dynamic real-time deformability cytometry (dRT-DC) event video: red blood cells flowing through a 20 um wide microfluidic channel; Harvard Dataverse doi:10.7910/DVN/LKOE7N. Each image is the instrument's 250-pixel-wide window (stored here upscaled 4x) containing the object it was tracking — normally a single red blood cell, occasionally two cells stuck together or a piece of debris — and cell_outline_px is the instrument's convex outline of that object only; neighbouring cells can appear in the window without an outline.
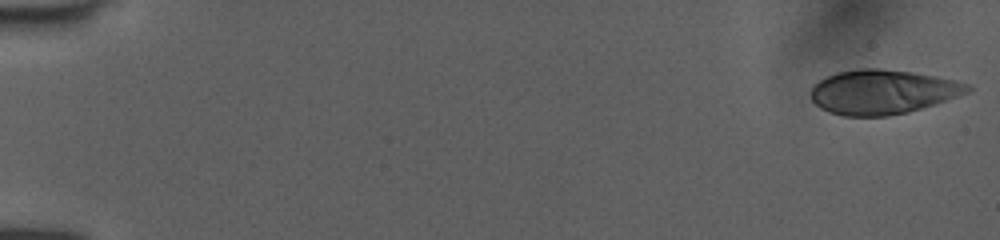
{"species": "human", "species_latin": "Homo sapiens", "temperature_condition": "room temperature", "stored_images_in_passage": 10, "camera_frame_rate_fps": 3000, "um_per_image_px": 0.085, "donor": {"sex": "female"}, "frame": {"image": 1, "passage_image": 1, "time_ms": 0.0, "image_size_px": [1000, 240], "cell_outline_px": [[972, 88], [968, 92], [908, 112], [888, 116], [844, 116], [828, 112], [820, 108], [812, 100], [812, 88], [820, 80], [828, 76], [840, 72], [864, 68], [876, 68], [908, 72], [932, 76], [952, 80], [968, 84]], "centroid_in_image_um": [74.97, 7.83], "position_along_channel_um": 10.0, "area_um2": 39.65}}
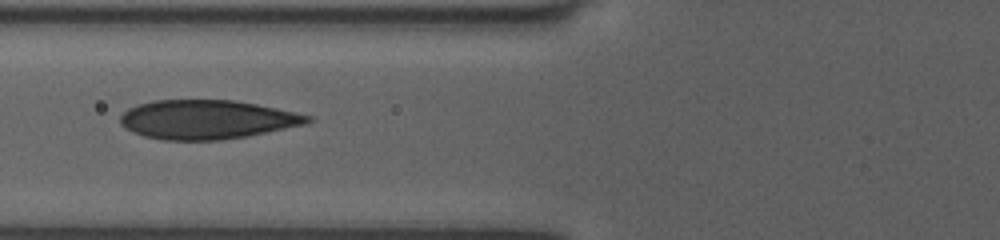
{"frame": {"image": 2, "passage_image": 9, "time_ms": 2.667, "image_size_px": [1000, 240], "cell_outline_px": [[316, 120], [304, 124], [248, 136], [220, 140], [164, 140], [144, 136], [124, 128], [120, 124], [120, 116], [128, 108], [136, 104], [156, 100], [236, 100], [276, 108], [312, 116]], "centroid_in_image_um": [17.57, 10.16], "position_along_channel_um": 108.2, "area_um2": 42.66}}
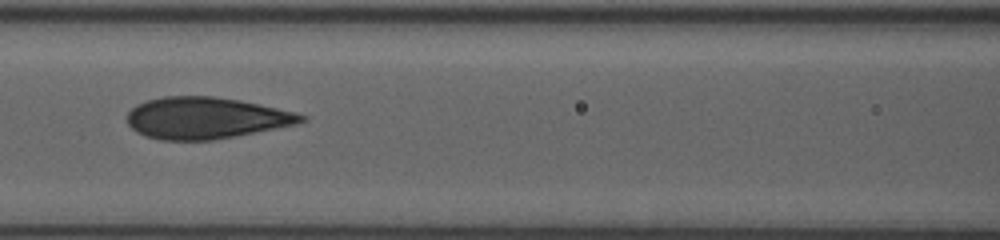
{"frame": {"image": 3, "passage_image": 10, "time_ms": 3.0, "image_size_px": [1000, 240], "cell_outline_px": [[308, 120], [296, 124], [236, 136], [212, 140], [160, 140], [136, 132], [128, 124], [128, 112], [136, 104], [148, 100], [164, 96], [212, 96], [240, 100], [296, 112], [308, 116]], "centroid_in_image_um": [17.51, 10.03], "position_along_channel_um": 149.1, "area_um2": 42.14}}